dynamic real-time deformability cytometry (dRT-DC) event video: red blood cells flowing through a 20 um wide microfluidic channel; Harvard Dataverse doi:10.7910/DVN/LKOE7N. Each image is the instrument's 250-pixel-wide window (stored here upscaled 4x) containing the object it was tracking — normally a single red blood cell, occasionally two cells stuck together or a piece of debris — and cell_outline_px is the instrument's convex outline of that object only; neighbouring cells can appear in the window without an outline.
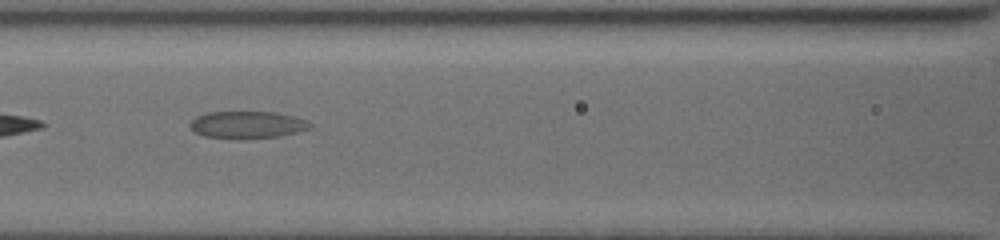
{"species": "common noctule bat (a hibernating species)", "species_latin": "Nyctalus noctula", "temperature_condition": "cold", "stored_images_in_passage": 14, "camera_frame_rate_fps": 3000, "um_per_image_px": 0.085, "animal": {"sex": "female", "body_mass_g": 19.5, "forearm_length_mm": 54.1}, "frame": {"image": 1, "passage_image": 10, "time_ms": 7.667, "image_size_px": [1000, 240], "cell_outline_px": [[312, 128], [300, 132], [276, 136], [236, 140], [204, 136], [196, 132], [188, 124], [196, 116], [208, 112], [276, 112], [296, 116], [308, 120], [312, 124]], "centroid_in_image_um": [21.06, 10.61], "position_along_channel_um": 145.5, "area_um2": 19.36}}